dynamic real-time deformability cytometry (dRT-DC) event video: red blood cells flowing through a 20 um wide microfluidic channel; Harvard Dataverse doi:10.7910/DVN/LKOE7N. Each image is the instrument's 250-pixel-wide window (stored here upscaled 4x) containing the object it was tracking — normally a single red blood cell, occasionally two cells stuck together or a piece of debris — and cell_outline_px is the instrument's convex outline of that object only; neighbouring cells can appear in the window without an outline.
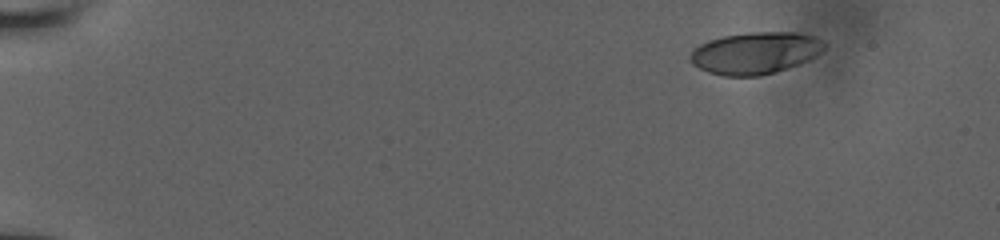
{"species": "human", "species_latin": "Homo sapiens", "temperature_condition": "room temperature", "stored_images_in_passage": 73, "camera_frame_rate_fps": 3000, "um_per_image_px": 0.085, "donor": {"sex": "male"}, "frame": {"image": 1, "passage_image": 1, "time_ms": 0.0, "image_size_px": [1000, 240], "cell_outline_px": [[828, 44], [820, 52], [808, 60], [760, 76], [724, 76], [708, 72], [692, 64], [688, 60], [688, 56], [692, 48], [708, 40], [724, 36], [752, 32], [796, 32], [816, 36], [828, 40]], "centroid_in_image_um": [64.19, 4.48], "position_along_channel_um": 20.8, "area_um2": 32.95}}
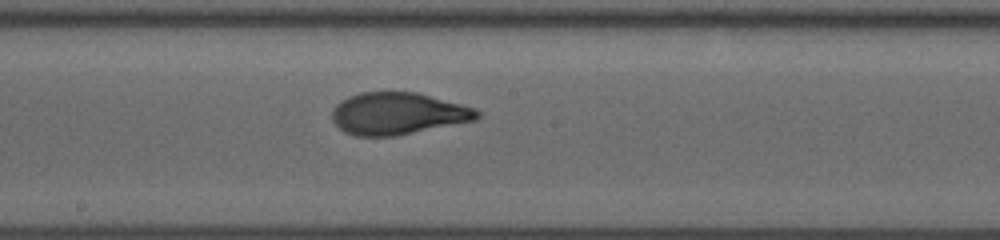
{"frame": {"image": 2, "passage_image": 40, "time_ms": 8.333, "image_size_px": [1000, 240], "cell_outline_px": [[480, 116], [476, 120], [392, 136], [356, 136], [344, 132], [332, 120], [332, 112], [336, 104], [340, 100], [348, 96], [360, 92], [416, 92], [476, 108], [480, 112]], "centroid_in_image_um": [33.79, 9.64], "position_along_channel_um": 214.4, "area_um2": 35.37}}
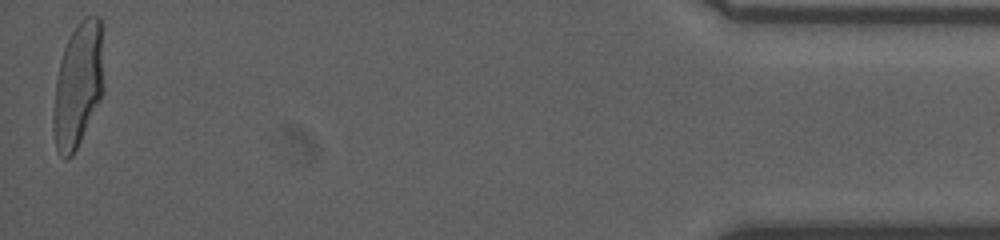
{"frame": {"image": 3, "passage_image": 73, "time_ms": 15.667, "image_size_px": [1000, 240], "cell_outline_px": [[104, 92], [72, 156], [68, 160], [64, 160], [60, 156], [56, 148], [52, 128], [52, 116], [56, 80], [60, 60], [64, 48], [72, 32], [80, 20], [88, 16], [100, 16], [104, 24]], "centroid_in_image_um": [6.67, 7.17], "position_along_channel_um": 428.5, "area_um2": 37.57}}